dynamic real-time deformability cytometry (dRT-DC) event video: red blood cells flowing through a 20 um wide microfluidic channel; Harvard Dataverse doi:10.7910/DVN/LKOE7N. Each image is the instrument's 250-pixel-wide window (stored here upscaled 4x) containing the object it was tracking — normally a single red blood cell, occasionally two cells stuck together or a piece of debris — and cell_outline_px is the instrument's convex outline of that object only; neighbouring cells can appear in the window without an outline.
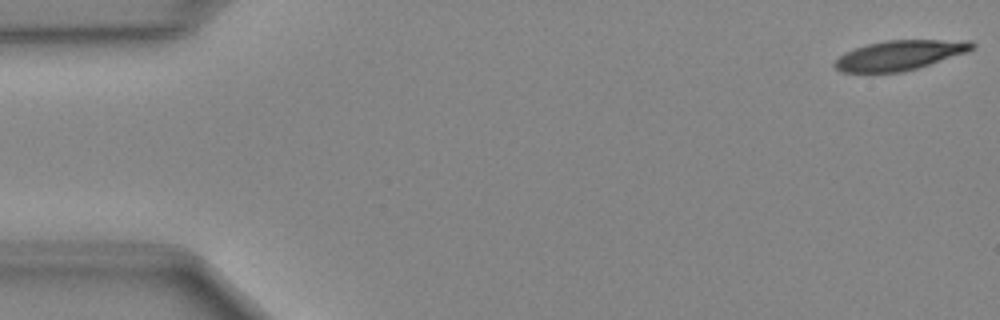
{"species": "Egyptian fruit bat (a non-hibernating species)", "species_latin": "Rousettus aegyptiacus", "temperature_condition": "cold", "stored_images_in_passage": 48, "camera_frame_rate_fps": 3000, "um_per_image_px": 0.085, "animal": {"sex": "female"}, "frame": {"image": 1, "passage_image": 1, "time_ms": 0.0, "image_size_px": [1000, 320], "cell_outline_px": [[976, 48], [968, 52], [904, 72], [840, 72], [832, 64], [844, 52], [868, 44], [888, 40], [972, 40], [976, 44]], "centroid_in_image_um": [76.52, 4.69], "position_along_channel_um": 8.5, "area_um2": 23.87}}
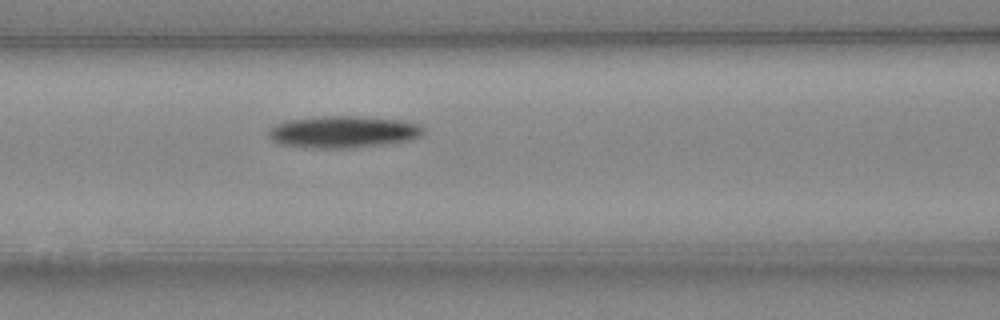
{"frame": {"image": 2, "passage_image": 20, "time_ms": 6.333, "image_size_px": [1000, 320], "cell_outline_px": [[424, 132], [420, 136], [408, 140], [384, 144], [352, 148], [320, 148], [280, 144], [272, 140], [268, 136], [268, 132], [276, 124], [288, 120], [324, 116], [360, 116], [400, 120], [420, 124], [424, 128]], "centroid_in_image_um": [29.2, 11.2], "position_along_channel_um": 137.4, "area_um2": 28.61}}
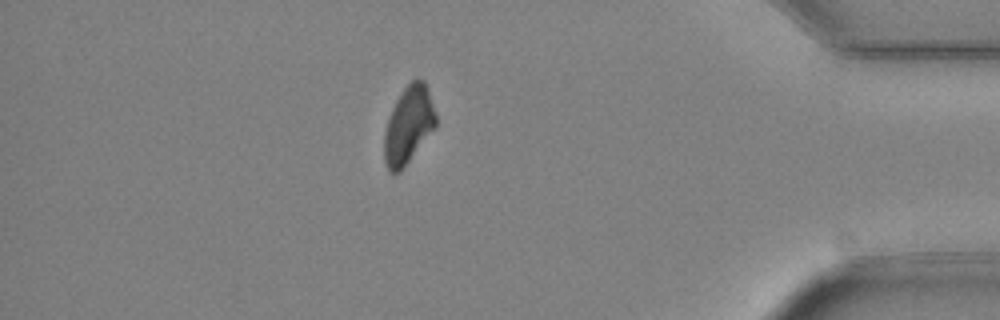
{"frame": {"image": 3, "passage_image": 42, "time_ms": 13.667, "image_size_px": [1000, 320], "cell_outline_px": [[436, 128], [400, 172], [388, 172], [384, 160], [384, 132], [392, 108], [400, 92], [412, 80], [424, 80], [436, 116]], "centroid_in_image_um": [34.71, 10.67], "position_along_channel_um": 400.5, "area_um2": 23.12}}